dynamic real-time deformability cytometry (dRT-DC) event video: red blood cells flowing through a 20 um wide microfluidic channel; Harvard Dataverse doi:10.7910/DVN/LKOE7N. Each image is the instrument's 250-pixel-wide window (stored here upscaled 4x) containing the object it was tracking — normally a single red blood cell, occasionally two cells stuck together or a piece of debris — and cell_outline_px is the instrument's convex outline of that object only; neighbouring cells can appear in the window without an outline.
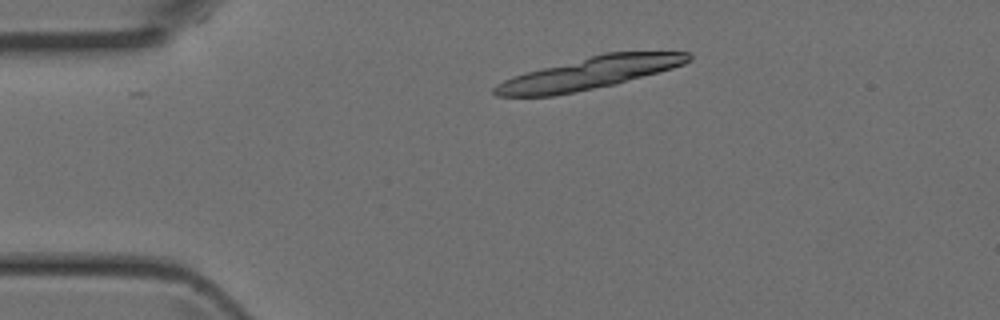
{"species": "Egyptian fruit bat (a non-hibernating species)", "species_latin": "Rousettus aegyptiacus", "temperature_condition": "room temperature", "stored_images_in_passage": 3, "camera_frame_rate_fps": 3000, "um_per_image_px": 0.085, "animal": {"sex": "female"}, "frame": {"image": 1, "passage_image": 2, "time_ms": 0.333, "image_size_px": [1000, 320], "cell_outline_px": [[692, 60], [684, 64], [672, 68], [616, 84], [552, 96], [496, 96], [492, 92], [492, 88], [496, 84], [512, 76], [524, 72], [604, 52], [692, 52]], "centroid_in_image_um": [50.08, 6.22], "position_along_channel_um": 34.9, "area_um2": 36.18}}